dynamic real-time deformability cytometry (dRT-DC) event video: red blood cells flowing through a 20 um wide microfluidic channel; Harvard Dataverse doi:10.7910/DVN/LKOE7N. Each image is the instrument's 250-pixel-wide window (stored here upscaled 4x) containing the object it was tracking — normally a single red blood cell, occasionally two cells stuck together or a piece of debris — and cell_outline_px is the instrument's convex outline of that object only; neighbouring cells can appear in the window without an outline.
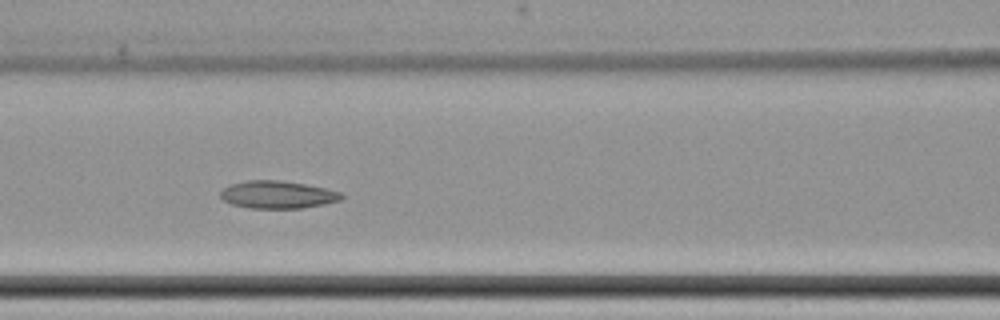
{"species": "common noctule bat (a hibernating species)", "species_latin": "Nyctalus noctula", "temperature_condition": "cold", "stored_images_in_passage": 15, "camera_frame_rate_fps": 3000, "um_per_image_px": 0.085, "animal": {"sex": "female", "body_mass_g": 22.7, "forearm_length_mm": 54.2}, "frame": {"image": 1, "passage_image": 7, "time_ms": 8.333, "image_size_px": [1000, 320], "cell_outline_px": [[344, 196], [340, 200], [324, 204], [300, 208], [248, 208], [232, 204], [224, 200], [220, 196], [220, 192], [228, 184], [248, 180], [276, 180], [304, 184], [324, 188], [340, 192]], "centroid_in_image_um": [23.56, 16.54], "position_along_channel_um": 143.0, "area_um2": 19.31}}
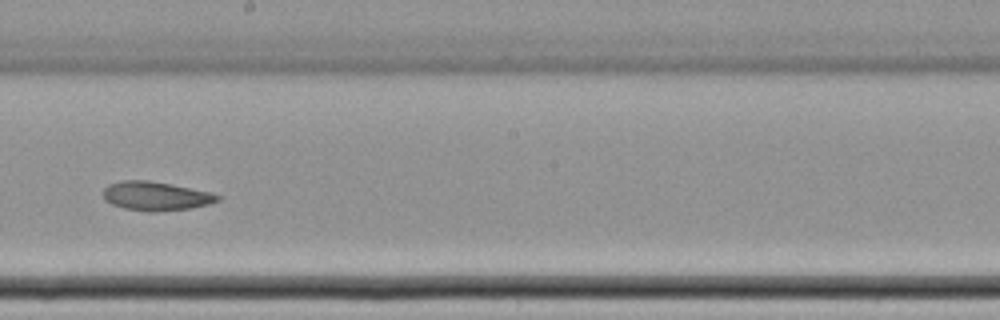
{"frame": {"image": 2, "passage_image": 9, "time_ms": 11.0, "image_size_px": [1000, 320], "cell_outline_px": [[220, 200], [208, 204], [188, 208], [156, 212], [148, 212], [124, 208], [112, 204], [104, 200], [104, 188], [108, 184], [124, 180], [148, 180], [172, 184], [208, 192], [220, 196]], "centroid_in_image_um": [13.2, 16.66], "position_along_channel_um": 235.0, "area_um2": 19.13}}
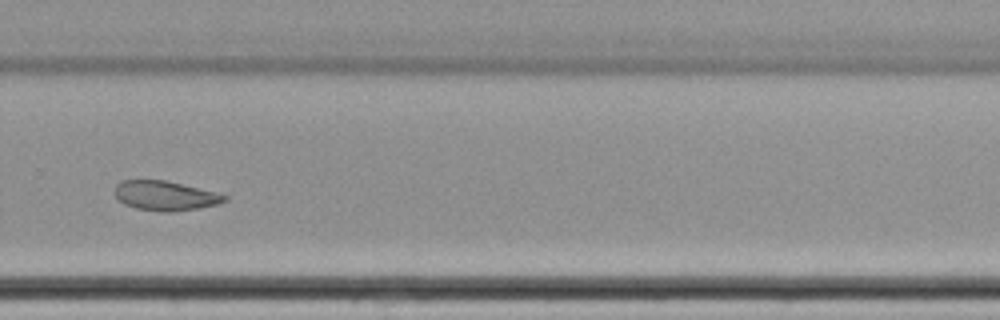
{"frame": {"image": 3, "passage_image": 11, "time_ms": 13.333, "image_size_px": [1000, 320], "cell_outline_px": [[228, 200], [220, 204], [172, 212], [160, 212], [136, 208], [124, 204], [112, 192], [116, 184], [120, 180], [164, 180], [216, 192], [228, 196]], "centroid_in_image_um": [14.02, 16.64], "position_along_channel_um": 315.8, "area_um2": 19.02}}